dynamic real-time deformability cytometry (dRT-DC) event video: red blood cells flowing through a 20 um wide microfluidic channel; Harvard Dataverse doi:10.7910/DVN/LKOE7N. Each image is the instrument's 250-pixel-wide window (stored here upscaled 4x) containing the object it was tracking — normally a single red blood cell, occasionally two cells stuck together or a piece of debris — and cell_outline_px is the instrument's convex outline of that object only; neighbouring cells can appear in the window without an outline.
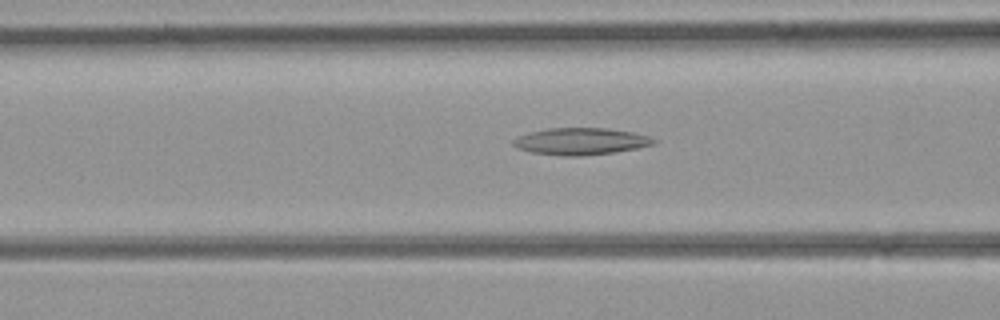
{"species": "common noctule bat (a hibernating species)", "species_latin": "Nyctalus noctula", "temperature_condition": "room temperature", "stored_images_in_passage": 43, "camera_frame_rate_fps": 3000, "um_per_image_px": 0.085, "animal": {"sex": "female", "body_mass_g": 21.9}, "frame": {"image": 1, "passage_image": 17, "time_ms": 5.333, "image_size_px": [1000, 320], "cell_outline_px": [[656, 144], [636, 148], [612, 152], [580, 156], [560, 156], [532, 152], [516, 148], [512, 144], [512, 140], [516, 136], [548, 128], [604, 128], [632, 132], [648, 136], [656, 140]], "centroid_in_image_um": [49.32, 12.01], "position_along_channel_um": 117.3, "area_um2": 21.91}}
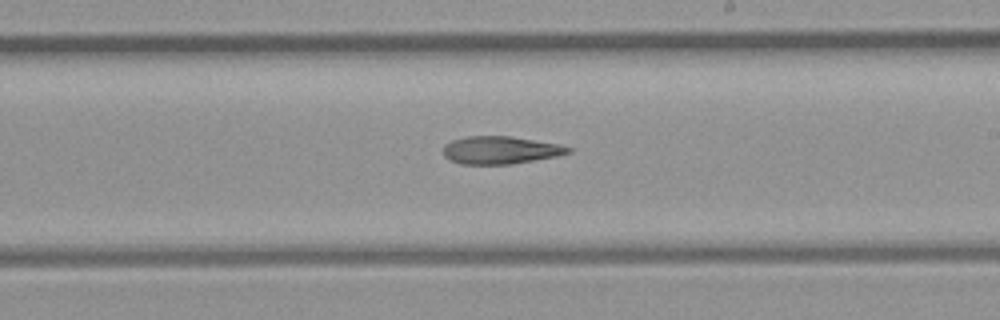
{"frame": {"image": 2, "passage_image": 25, "time_ms": 8.0, "image_size_px": [1000, 320], "cell_outline_px": [[572, 152], [556, 156], [512, 164], [460, 164], [448, 160], [444, 156], [444, 144], [452, 140], [468, 136], [508, 136], [560, 144], [572, 148]], "centroid_in_image_um": [42.52, 12.76], "position_along_channel_um": 246.5, "area_um2": 20.17}}
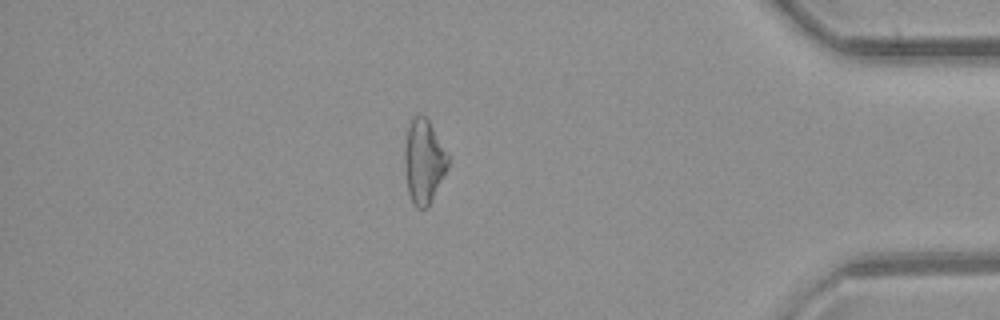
{"frame": {"image": 3, "passage_image": 37, "time_ms": 12.0, "image_size_px": [1000, 320], "cell_outline_px": [[448, 168], [428, 208], [416, 208], [412, 204], [408, 192], [404, 168], [404, 148], [408, 128], [412, 116], [424, 116], [428, 120], [448, 156]], "centroid_in_image_um": [36.0, 13.77], "position_along_channel_um": 399.2, "area_um2": 21.15}}